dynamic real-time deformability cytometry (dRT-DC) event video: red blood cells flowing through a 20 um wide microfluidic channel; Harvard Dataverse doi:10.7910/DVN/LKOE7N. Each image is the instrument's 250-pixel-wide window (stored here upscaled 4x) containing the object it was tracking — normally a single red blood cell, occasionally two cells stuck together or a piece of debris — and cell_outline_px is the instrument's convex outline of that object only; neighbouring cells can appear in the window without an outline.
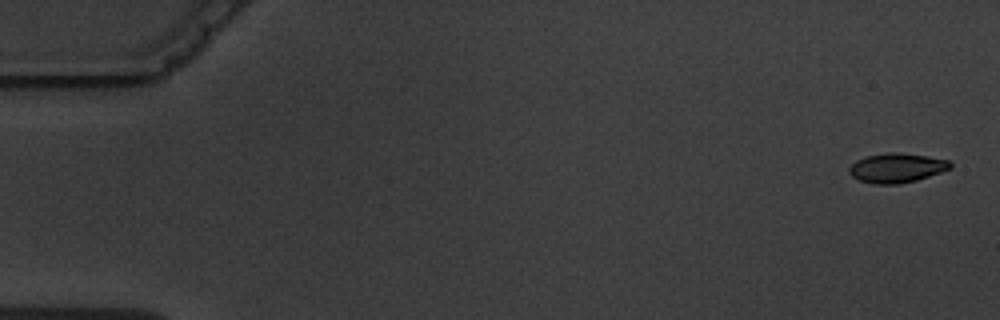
{"species": "common noctule bat (a hibernating species)", "species_latin": "Nyctalus noctula", "temperature_condition": "warm", "stored_images_in_passage": 5, "camera_frame_rate_fps": 3000, "um_per_image_px": 0.085, "animal": {"sex": "male", "body_mass_g": 19.5, "forearm_length_mm": 54.6}, "frame": {"image": 1, "passage_image": 1, "time_ms": 0.0, "image_size_px": [1000, 320], "cell_outline_px": [[952, 168], [916, 180], [896, 184], [876, 184], [860, 180], [852, 176], [848, 172], [848, 168], [856, 160], [864, 156], [888, 152], [900, 152], [928, 156], [948, 160], [952, 164]], "centroid_in_image_um": [76.2, 14.25], "position_along_channel_um": 8.8, "area_um2": 17.34}}
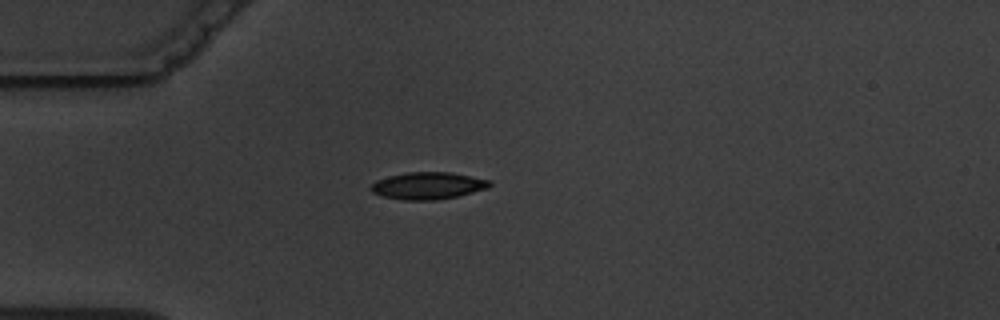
{"frame": {"image": 2, "passage_image": 5, "time_ms": 4.667, "image_size_px": [1000, 320], "cell_outline_px": [[492, 184], [488, 188], [456, 196], [436, 200], [404, 200], [384, 196], [372, 192], [372, 184], [376, 180], [388, 176], [408, 172], [452, 172], [492, 180]], "centroid_in_image_um": [36.41, 15.77], "position_along_channel_um": 48.6, "area_um2": 18.67}}